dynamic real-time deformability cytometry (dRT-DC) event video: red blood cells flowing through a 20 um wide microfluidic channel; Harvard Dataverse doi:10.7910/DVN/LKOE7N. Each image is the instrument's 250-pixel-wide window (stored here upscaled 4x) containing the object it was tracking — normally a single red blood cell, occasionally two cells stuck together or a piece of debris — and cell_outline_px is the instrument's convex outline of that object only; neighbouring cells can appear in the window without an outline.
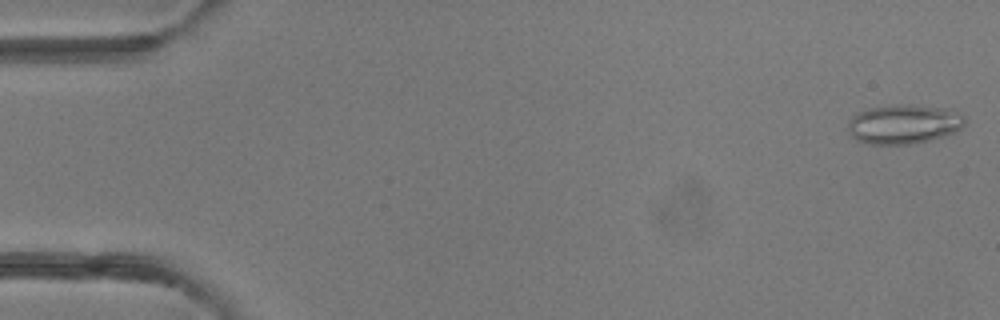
{"species": "common noctule bat (a hibernating species)", "species_latin": "Nyctalus noctula", "temperature_condition": "room temperature", "stored_images_in_passage": 46, "camera_frame_rate_fps": 3000, "um_per_image_px": 0.085, "animal": {"sex": "female"}, "frame": {"image": 1, "passage_image": 1, "time_ms": 0.0, "image_size_px": [1000, 320], "cell_outline_px": [[968, 120], [956, 132], [948, 136], [912, 144], [868, 144], [856, 140], [852, 136], [848, 128], [848, 124], [852, 116], [856, 112], [868, 108], [900, 104], [908, 104], [948, 108], [964, 116]], "centroid_in_image_um": [76.85, 10.55], "position_along_channel_um": 8.2, "area_um2": 27.17}}
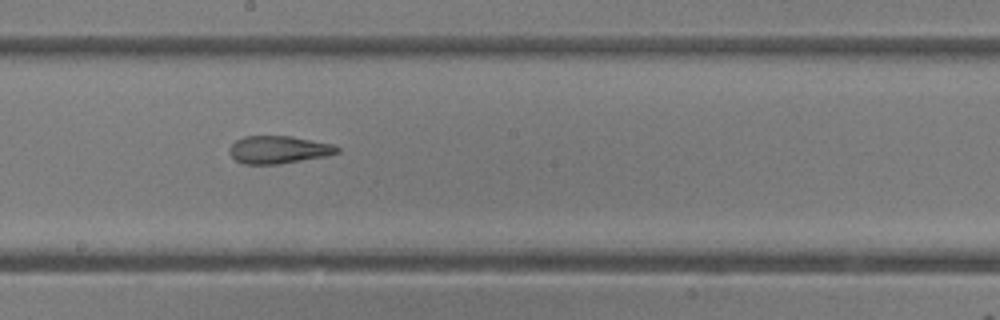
{"frame": {"image": 2, "passage_image": 27, "time_ms": 8.667, "image_size_px": [1000, 320], "cell_outline_px": [[340, 152], [328, 156], [276, 164], [244, 164], [236, 160], [228, 152], [232, 144], [236, 140], [244, 136], [288, 136], [332, 144], [340, 148]], "centroid_in_image_um": [23.68, 12.72], "position_along_channel_um": 224.5, "area_um2": 17.22}}
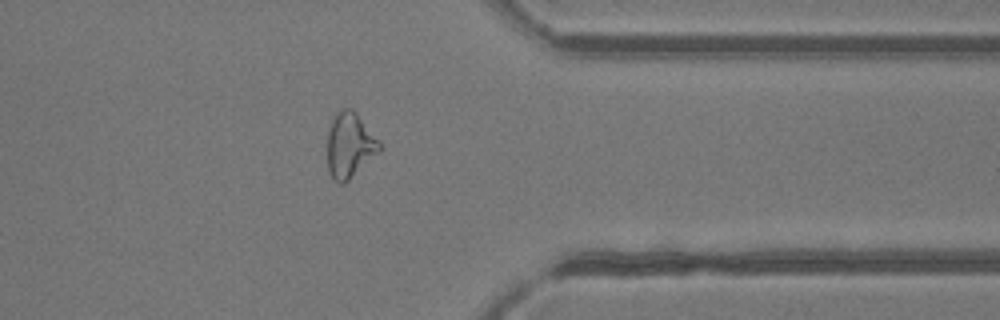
{"frame": {"image": 3, "passage_image": 39, "time_ms": 12.667, "image_size_px": [1000, 320], "cell_outline_px": [[380, 152], [344, 184], [340, 184], [328, 172], [328, 128], [336, 112], [344, 108], [352, 108], [356, 112], [380, 140]], "centroid_in_image_um": [29.74, 12.33], "position_along_channel_um": 381.7, "area_um2": 19.88}, "authors_computed_cell_mechanics": {"area_um2": 19.6809, "velocity_mm_per_s": 4.1767, "shape_relaxation_time_tau1_ms": null, "shape_relaxation_time_tau2_ms": 1.8459, "deformation_change_tau1": null, "deformation_change_tau2": 0.1182}}